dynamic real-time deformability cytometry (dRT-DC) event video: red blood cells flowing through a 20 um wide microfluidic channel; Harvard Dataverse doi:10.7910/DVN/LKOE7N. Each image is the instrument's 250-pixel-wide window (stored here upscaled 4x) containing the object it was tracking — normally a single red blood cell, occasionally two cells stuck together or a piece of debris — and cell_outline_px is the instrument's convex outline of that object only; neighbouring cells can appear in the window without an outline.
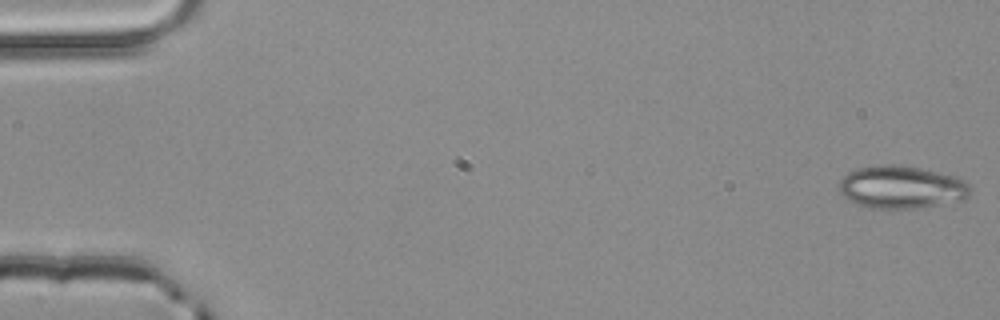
{"species": "common noctule bat (a hibernating species)", "species_latin": "Nyctalus noctula", "temperature_condition": "room temperature", "stored_images_in_passage": 5, "segment_of_instrument_passage": [1, 2], "camera_frame_rate_fps": 3000, "um_per_image_px": 0.085, "animal": {"sex": "male", "body_mass_g": 20.4}, "frame": {"image": 1, "passage_image": 1, "time_ms": 0.0, "image_size_px": [1000, 320], "cell_outline_px": [[968, 196], [964, 200], [916, 208], [868, 208], [844, 196], [840, 192], [840, 180], [848, 172], [856, 168], [884, 164], [892, 164], [920, 168], [952, 176], [964, 180], [968, 184]], "centroid_in_image_um": [76.6, 15.9], "position_along_channel_um": 8.4, "area_um2": 32.14}}